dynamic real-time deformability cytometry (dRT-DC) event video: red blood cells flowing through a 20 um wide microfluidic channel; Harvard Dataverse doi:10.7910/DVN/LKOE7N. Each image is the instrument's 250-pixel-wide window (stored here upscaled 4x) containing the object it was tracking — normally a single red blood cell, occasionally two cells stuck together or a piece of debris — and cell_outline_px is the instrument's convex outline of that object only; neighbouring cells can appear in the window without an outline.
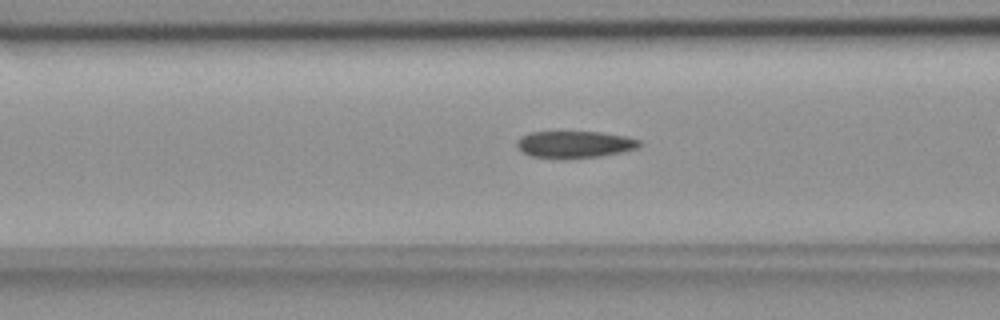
{"species": "common noctule bat (a hibernating species)", "species_latin": "Nyctalus noctula", "temperature_condition": "room temperature", "stored_images_in_passage": 44, "camera_frame_rate_fps": 3000, "um_per_image_px": 0.085, "animal": {"sex": "female", "body_mass_g": 18.4}, "frame": {"image": 1, "passage_image": 21, "time_ms": 6.667, "image_size_px": [1000, 320], "cell_outline_px": [[640, 144], [636, 148], [620, 152], [600, 156], [564, 160], [532, 156], [520, 152], [516, 144], [516, 140], [520, 136], [532, 132], [600, 132], [624, 136], [640, 140]], "centroid_in_image_um": [48.76, 12.29], "position_along_channel_um": 117.8, "area_um2": 19.42}}
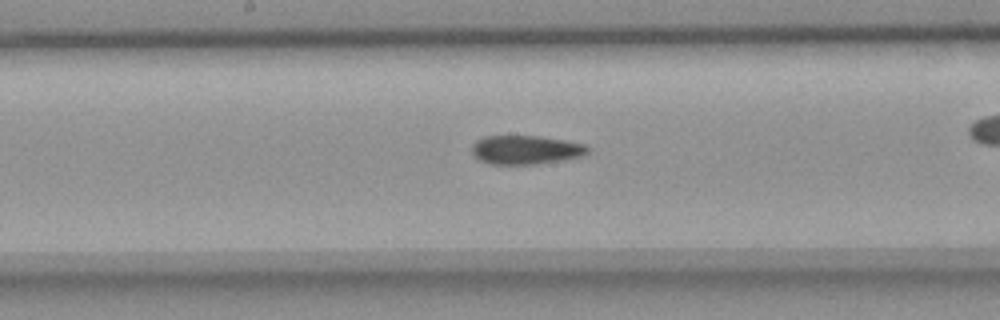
{"frame": {"image": 2, "passage_image": 28, "time_ms": 9.0, "image_size_px": [1000, 320], "cell_outline_px": [[592, 148], [584, 156], [536, 164], [492, 164], [480, 160], [472, 152], [472, 144], [476, 140], [484, 136], [536, 136], [564, 140], [584, 144]], "centroid_in_image_um": [44.71, 12.73], "position_along_channel_um": 203.5, "area_um2": 19.42}}
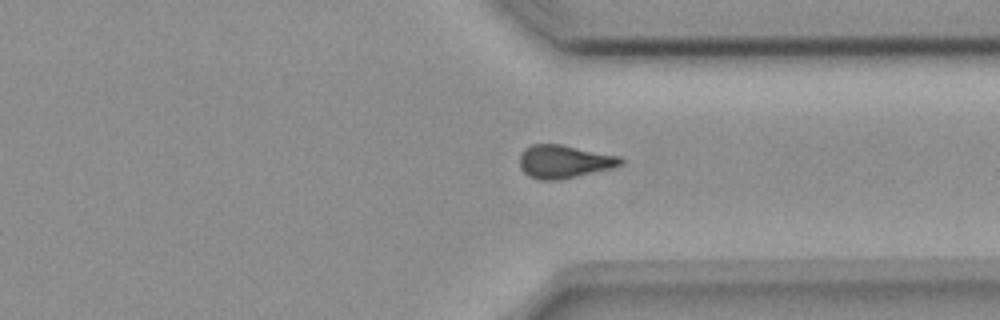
{"frame": {"image": 3, "passage_image": 41, "time_ms": 13.333, "image_size_px": [1000, 320], "cell_outline_px": [[624, 164], [612, 168], [556, 180], [540, 180], [528, 176], [520, 168], [520, 152], [524, 148], [532, 144], [560, 144], [620, 156], [624, 160]], "centroid_in_image_um": [47.93, 13.72], "position_along_channel_um": 363.5, "area_um2": 19.48}}